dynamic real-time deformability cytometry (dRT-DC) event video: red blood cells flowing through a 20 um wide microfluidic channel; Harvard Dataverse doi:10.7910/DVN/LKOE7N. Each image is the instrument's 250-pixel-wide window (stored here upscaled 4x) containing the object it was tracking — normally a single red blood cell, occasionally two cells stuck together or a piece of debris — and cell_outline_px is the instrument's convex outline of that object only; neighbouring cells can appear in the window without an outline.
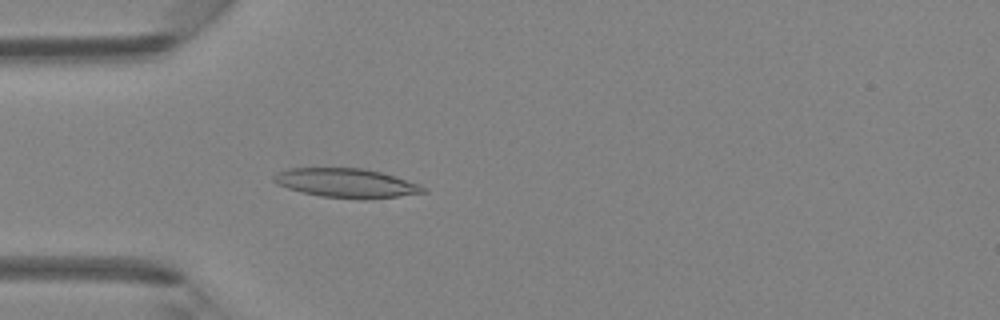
{"species": "Egyptian fruit bat (a non-hibernating species)", "species_latin": "Rousettus aegyptiacus", "temperature_condition": "room temperature", "stored_images_in_passage": 44, "camera_frame_rate_fps": 3000, "um_per_image_px": 0.085, "animal": {"sex": "female"}, "frame": {"image": 1, "passage_image": 12, "time_ms": 3.667, "image_size_px": [1000, 320], "cell_outline_px": [[428, 192], [400, 196], [320, 196], [288, 188], [276, 184], [272, 180], [272, 176], [276, 172], [288, 168], [364, 168], [380, 172], [420, 184], [428, 188]], "centroid_in_image_um": [29.39, 15.51], "position_along_channel_um": 55.6, "area_um2": 24.45}}
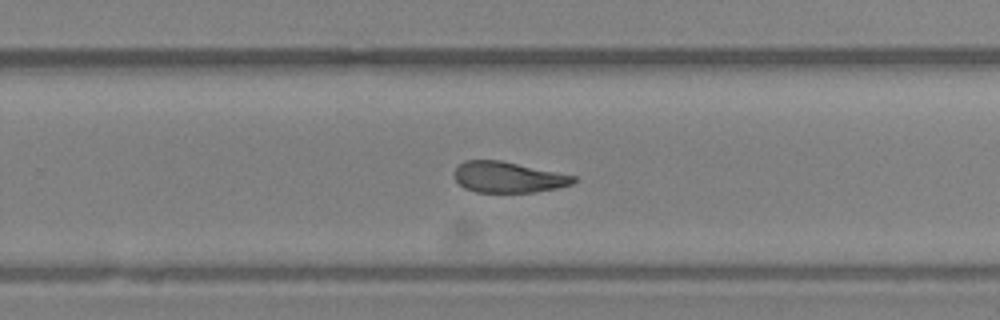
{"frame": {"image": 2, "passage_image": 28, "time_ms": 9.0, "image_size_px": [1000, 320], "cell_outline_px": [[576, 180], [572, 184], [556, 188], [532, 192], [476, 192], [464, 188], [452, 176], [456, 168], [464, 160], [500, 160], [576, 176]], "centroid_in_image_um": [43.15, 15.06], "position_along_channel_um": 286.6, "area_um2": 21.33}}
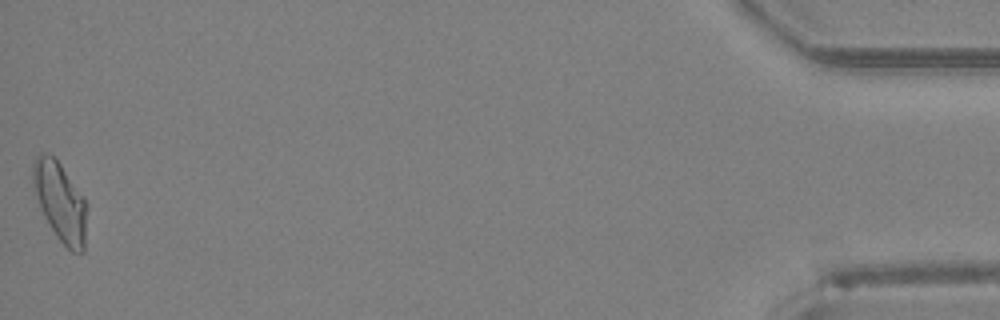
{"frame": {"image": 3, "passage_image": 44, "time_ms": 14.333, "image_size_px": [1000, 320], "cell_outline_px": [[88, 204], [84, 252], [72, 252], [56, 236], [44, 216], [40, 208], [36, 196], [32, 180], [32, 164], [36, 156], [40, 152], [48, 152], [60, 164], [84, 196]], "centroid_in_image_um": [5.13, 17.14], "position_along_channel_um": 430.1, "area_um2": 25.09}}